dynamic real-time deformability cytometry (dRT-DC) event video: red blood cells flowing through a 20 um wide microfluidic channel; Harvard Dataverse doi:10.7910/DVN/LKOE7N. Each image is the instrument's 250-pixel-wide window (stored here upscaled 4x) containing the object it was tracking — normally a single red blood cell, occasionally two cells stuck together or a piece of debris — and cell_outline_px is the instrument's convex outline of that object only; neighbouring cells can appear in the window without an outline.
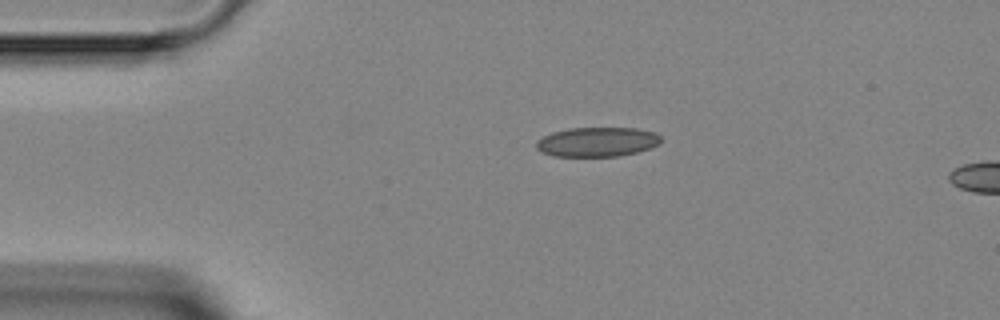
{"species": "Egyptian fruit bat (a non-hibernating species)", "species_latin": "Rousettus aegyptiacus", "temperature_condition": "room temperature", "stored_images_in_passage": 2, "camera_frame_rate_fps": 3000, "um_per_image_px": 0.085, "animal": {"sex": "female"}, "frame": {"image": 1, "passage_image": 1, "time_ms": 0.0, "image_size_px": [1000, 320], "cell_outline_px": [[660, 144], [636, 152], [620, 156], [552, 156], [540, 152], [536, 148], [536, 140], [552, 132], [568, 128], [636, 128], [656, 132], [660, 136]], "centroid_in_image_um": [50.73, 12.06], "position_along_channel_um": 34.3, "area_um2": 21.5}}